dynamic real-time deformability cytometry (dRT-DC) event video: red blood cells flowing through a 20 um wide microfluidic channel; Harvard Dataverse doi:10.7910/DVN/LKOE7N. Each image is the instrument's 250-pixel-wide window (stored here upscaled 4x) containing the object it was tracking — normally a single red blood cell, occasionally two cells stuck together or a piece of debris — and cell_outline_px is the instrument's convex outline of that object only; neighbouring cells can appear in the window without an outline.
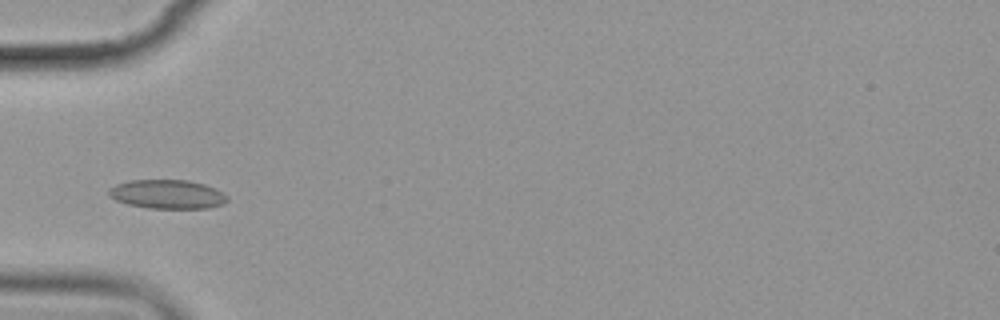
{"species": "common noctule bat (a hibernating species)", "species_latin": "Nyctalus noctula", "temperature_condition": "cold", "stored_images_in_passage": 8, "camera_frame_rate_fps": 3000, "um_per_image_px": 0.085, "animal": {"sex": "female", "body_mass_g": 19.9}, "frame": {"image": 1, "passage_image": 5, "time_ms": 4.667, "image_size_px": [1000, 320], "cell_outline_px": [[228, 200], [224, 204], [208, 208], [148, 208], [128, 204], [116, 200], [108, 196], [108, 188], [116, 184], [132, 180], [188, 180], [204, 184], [216, 188], [228, 196]], "centroid_in_image_um": [14.23, 16.51], "position_along_channel_um": 70.8, "area_um2": 20.11}}
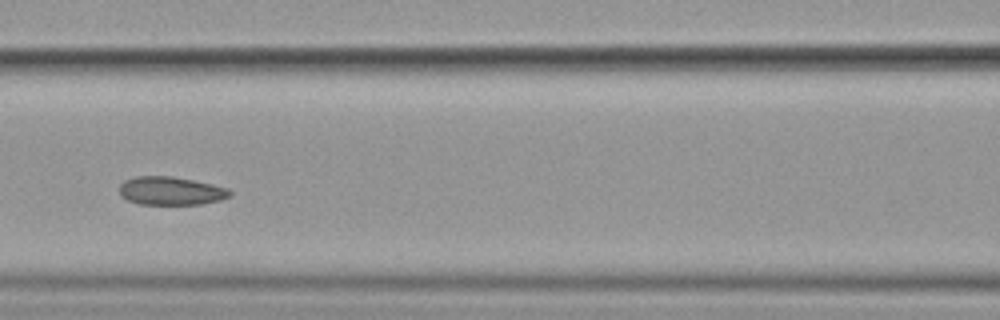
{"frame": {"image": 2, "passage_image": 7, "time_ms": 7.0, "image_size_px": [1000, 320], "cell_outline_px": [[232, 192], [228, 196], [220, 200], [200, 204], [140, 204], [128, 200], [120, 196], [120, 184], [124, 180], [136, 176], [172, 176], [212, 184], [228, 188]], "centroid_in_image_um": [14.5, 16.22], "position_along_channel_um": 152.1, "area_um2": 18.15}}
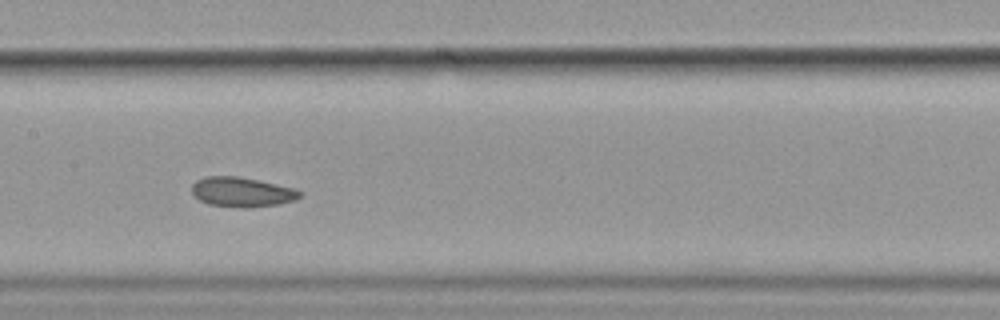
{"frame": {"image": 3, "passage_image": 8, "time_ms": 8.0, "image_size_px": [1000, 320], "cell_outline_px": [[304, 196], [296, 200], [280, 204], [248, 208], [208, 204], [200, 200], [192, 192], [192, 184], [196, 180], [204, 176], [236, 176], [296, 188], [304, 192]], "centroid_in_image_um": [20.62, 16.32], "position_along_channel_um": 186.8, "area_um2": 18.84}}